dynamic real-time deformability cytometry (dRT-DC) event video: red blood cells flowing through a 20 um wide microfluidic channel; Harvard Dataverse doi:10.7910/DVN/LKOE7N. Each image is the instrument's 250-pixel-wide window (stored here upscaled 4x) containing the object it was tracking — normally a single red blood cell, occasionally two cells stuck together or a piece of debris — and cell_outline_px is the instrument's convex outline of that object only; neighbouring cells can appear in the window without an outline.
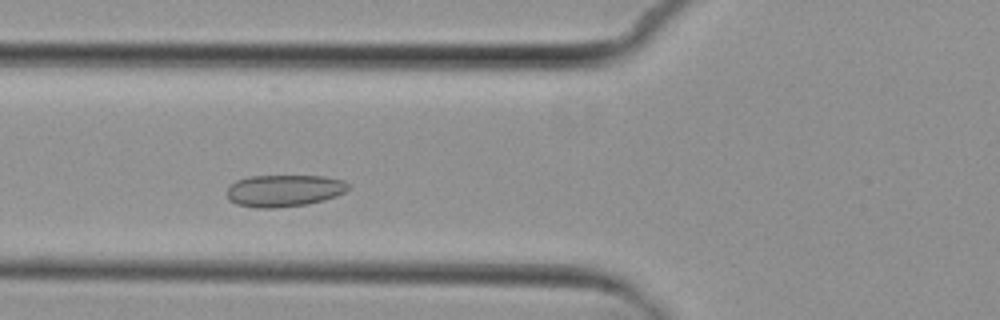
{"species": "common noctule bat (a hibernating species)", "species_latin": "Nyctalus noctula", "temperature_condition": "cold", "stored_images_in_passage": 6, "camera_frame_rate_fps": 3000, "um_per_image_px": 0.085, "animal": {"sex": "female", "body_mass_g": 29.2, "forearm_length_mm": 56.3}, "frame": {"image": 1, "passage_image": 6, "time_ms": 5.667, "image_size_px": [1000, 320], "cell_outline_px": [[352, 188], [336, 196], [324, 200], [308, 204], [276, 208], [260, 208], [236, 204], [228, 200], [228, 188], [236, 180], [248, 176], [324, 176], [344, 180], [352, 184]], "centroid_in_image_um": [24.2, 16.2], "position_along_channel_um": 101.6, "area_um2": 22.83}}